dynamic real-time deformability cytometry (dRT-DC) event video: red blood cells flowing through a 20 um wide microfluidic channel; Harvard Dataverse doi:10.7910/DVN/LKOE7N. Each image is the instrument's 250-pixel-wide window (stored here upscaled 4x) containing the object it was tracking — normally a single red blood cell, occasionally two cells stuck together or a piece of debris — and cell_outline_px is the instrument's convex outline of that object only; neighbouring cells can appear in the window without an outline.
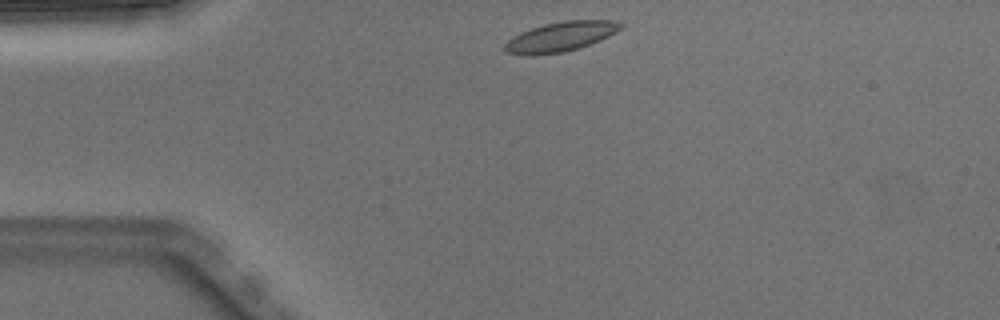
{"species": "Egyptian fruit bat (a non-hibernating species)", "species_latin": "Rousettus aegyptiacus", "temperature_condition": "warm", "stored_images_in_passage": 2, "camera_frame_rate_fps": 3000, "um_per_image_px": 0.085, "animal": {"sex": "male"}, "frame": {"image": 1, "passage_image": 1, "time_ms": 0.0, "image_size_px": [1000, 320], "cell_outline_px": [[624, 24], [616, 32], [608, 36], [580, 48], [564, 52], [532, 56], [508, 52], [504, 48], [504, 44], [508, 40], [520, 32], [544, 24], [564, 20], [616, 20]], "centroid_in_image_um": [47.66, 3.11], "position_along_channel_um": 37.3, "area_um2": 20.0}}